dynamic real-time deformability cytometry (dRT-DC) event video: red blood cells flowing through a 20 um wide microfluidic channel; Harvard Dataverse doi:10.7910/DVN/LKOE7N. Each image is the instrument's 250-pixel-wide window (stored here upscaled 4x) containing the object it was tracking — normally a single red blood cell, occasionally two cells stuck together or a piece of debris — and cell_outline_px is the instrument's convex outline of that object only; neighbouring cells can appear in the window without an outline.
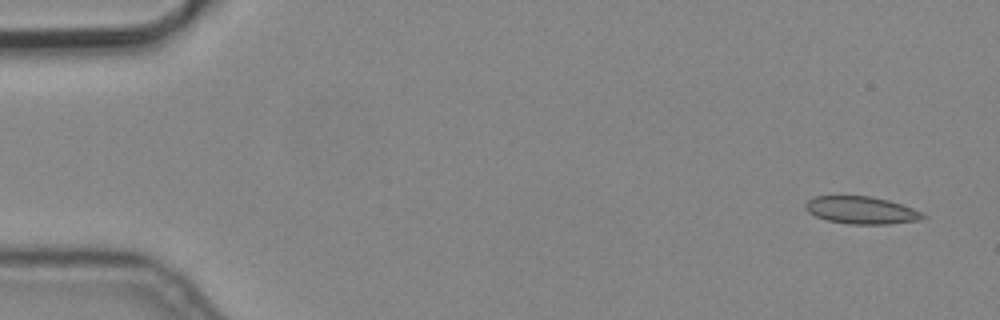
{"species": "common noctule bat (a hibernating species)", "species_latin": "Nyctalus noctula", "temperature_condition": "cold", "stored_images_in_passage": 2, "segment_of_instrument_passage": [2, 2], "camera_frame_rate_fps": 3000, "um_per_image_px": 0.085, "animal": {"sex": "male", "body_mass_g": 19.2, "forearm_length_mm": 51.8}, "frame": {"image": 1, "passage_image": 2, "time_ms": 0.333, "image_size_px": [1000, 320], "cell_outline_px": [[928, 216], [920, 220], [888, 224], [848, 224], [828, 220], [816, 216], [808, 212], [804, 208], [804, 204], [808, 200], [816, 196], [872, 196], [888, 200], [924, 212]], "centroid_in_image_um": [73.23, 17.87], "position_along_channel_um": 11.8, "area_um2": 18.84}}